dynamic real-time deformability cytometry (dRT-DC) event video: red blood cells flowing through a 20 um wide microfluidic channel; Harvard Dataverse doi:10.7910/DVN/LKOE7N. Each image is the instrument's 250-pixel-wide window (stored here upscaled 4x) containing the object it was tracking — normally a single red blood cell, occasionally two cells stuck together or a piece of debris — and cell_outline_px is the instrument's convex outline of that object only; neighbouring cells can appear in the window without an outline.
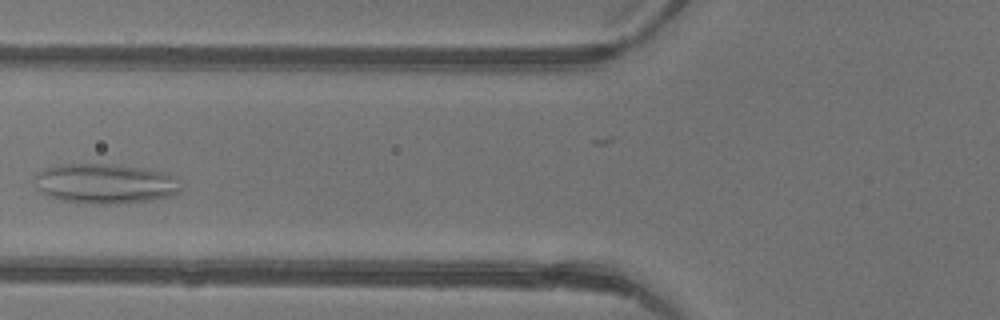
{"species": "common noctule bat (a hibernating species)", "species_latin": "Nyctalus noctula", "temperature_condition": "warm", "stored_images_in_passage": 3, "camera_frame_rate_fps": 3000, "um_per_image_px": 0.085, "animal": {"sex": "female"}, "frame": {"image": 1, "passage_image": 3, "time_ms": 0.667, "image_size_px": [1000, 320], "cell_outline_px": [[180, 192], [172, 196], [152, 200], [116, 204], [92, 204], [60, 200], [48, 196], [40, 192], [36, 188], [36, 176], [40, 172], [56, 164], [112, 164], [144, 168], [164, 172], [176, 176], [180, 188]], "centroid_in_image_um": [8.96, 15.61], "position_along_channel_um": 116.8, "area_um2": 34.22}}